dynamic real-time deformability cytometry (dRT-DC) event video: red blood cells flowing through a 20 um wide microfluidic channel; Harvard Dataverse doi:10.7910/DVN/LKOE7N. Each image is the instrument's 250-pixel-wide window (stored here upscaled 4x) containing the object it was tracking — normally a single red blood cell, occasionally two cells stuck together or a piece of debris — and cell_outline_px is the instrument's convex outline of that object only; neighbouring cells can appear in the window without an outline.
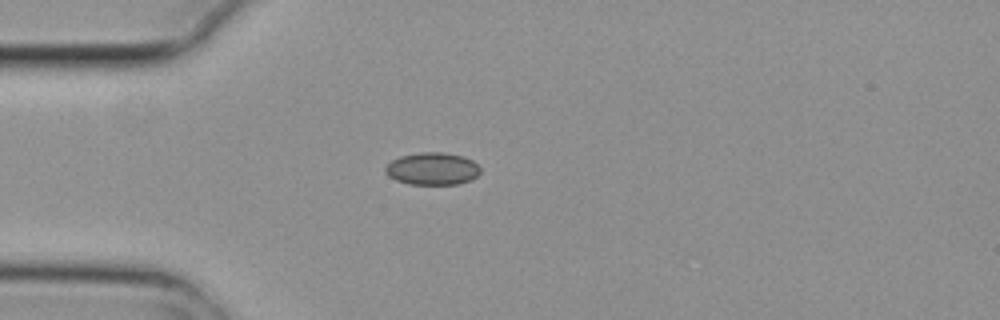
{"species": "common noctule bat (a hibernating species)", "species_latin": "Nyctalus noctula", "temperature_condition": "cold", "stored_images_in_passage": 2, "camera_frame_rate_fps": 3000, "um_per_image_px": 0.085, "animal": {"sex": "female", "body_mass_g": 29.2, "forearm_length_mm": 56.3}, "frame": {"image": 1, "passage_image": 2, "time_ms": 0.333, "image_size_px": [1000, 320], "cell_outline_px": [[480, 172], [472, 180], [456, 184], [408, 184], [396, 180], [388, 176], [384, 172], [384, 168], [392, 160], [400, 156], [420, 152], [444, 152], [464, 156], [472, 160], [480, 168]], "centroid_in_image_um": [36.74, 14.34], "position_along_channel_um": 48.3, "area_um2": 18.03}}